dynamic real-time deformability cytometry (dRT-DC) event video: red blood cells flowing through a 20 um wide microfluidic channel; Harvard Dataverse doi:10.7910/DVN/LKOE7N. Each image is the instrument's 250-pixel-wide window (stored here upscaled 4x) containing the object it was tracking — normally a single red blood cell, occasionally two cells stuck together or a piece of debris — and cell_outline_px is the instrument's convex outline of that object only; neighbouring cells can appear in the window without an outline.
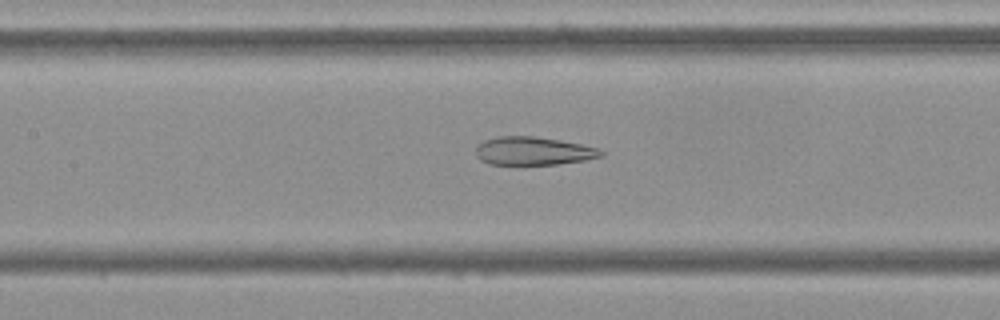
{"species": "Egyptian fruit bat (a non-hibernating species)", "species_latin": "Rousettus aegyptiacus", "temperature_condition": "cold", "stored_images_in_passage": 47, "camera_frame_rate_fps": 3000, "um_per_image_px": 0.085, "frame": {"image": 1, "passage_image": 17, "time_ms": 5.333, "image_size_px": [1000, 320], "cell_outline_px": [[604, 156], [584, 160], [556, 164], [488, 164], [480, 160], [476, 156], [476, 148], [484, 140], [496, 136], [536, 136], [560, 140], [580, 144], [596, 148], [604, 152]], "centroid_in_image_um": [45.31, 12.83], "position_along_channel_um": 162.1, "area_um2": 20.52}}
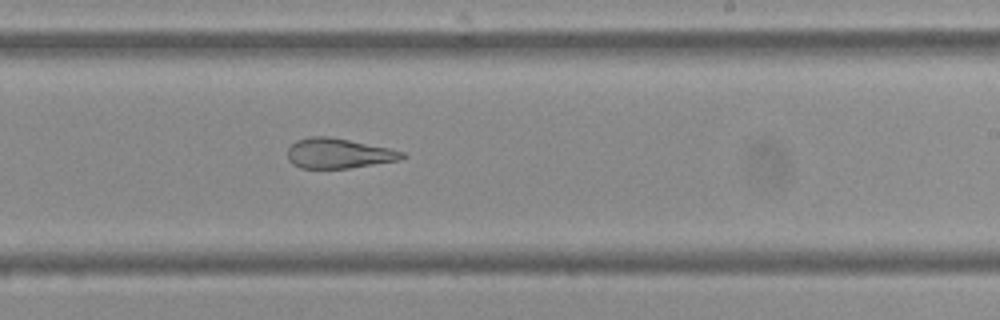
{"frame": {"image": 2, "passage_image": 25, "time_ms": 8.0, "image_size_px": [1000, 320], "cell_outline_px": [[408, 156], [400, 160], [348, 168], [300, 168], [292, 164], [288, 160], [288, 148], [296, 140], [308, 136], [328, 136], [388, 148], [404, 152]], "centroid_in_image_um": [28.75, 13.03], "position_along_channel_um": 260.2, "area_um2": 20.0}}
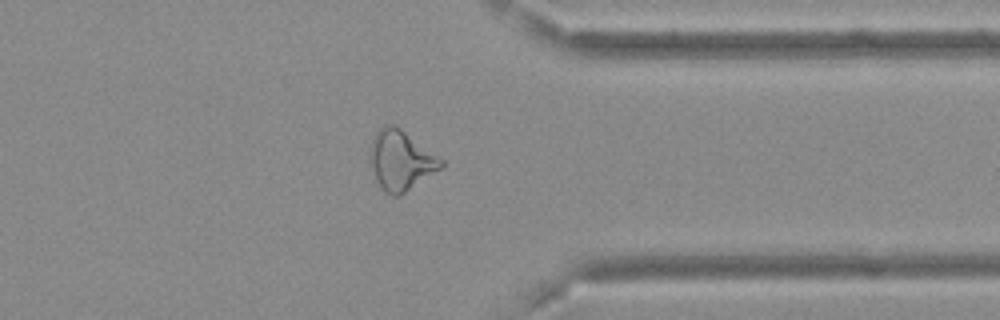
{"frame": {"image": 3, "passage_image": 35, "time_ms": 11.333, "image_size_px": [1000, 320], "cell_outline_px": [[444, 164], [440, 168], [404, 192], [396, 196], [392, 196], [384, 192], [376, 180], [368, 160], [368, 152], [372, 140], [376, 132], [384, 124], [392, 124], [400, 128], [444, 160]], "centroid_in_image_um": [34.01, 13.61], "position_along_channel_um": 377.4, "area_um2": 24.51}, "authors_computed_cell_mechanics": {"area_um2": 24.5072, "velocity_mm_per_s": 3.6967, "shape_relaxation_time_tau1_ms": null, "shape_relaxation_time_tau2_ms": 2.2569, "deformation_change_tau1": null, "deformation_change_tau2": 0.1258}}